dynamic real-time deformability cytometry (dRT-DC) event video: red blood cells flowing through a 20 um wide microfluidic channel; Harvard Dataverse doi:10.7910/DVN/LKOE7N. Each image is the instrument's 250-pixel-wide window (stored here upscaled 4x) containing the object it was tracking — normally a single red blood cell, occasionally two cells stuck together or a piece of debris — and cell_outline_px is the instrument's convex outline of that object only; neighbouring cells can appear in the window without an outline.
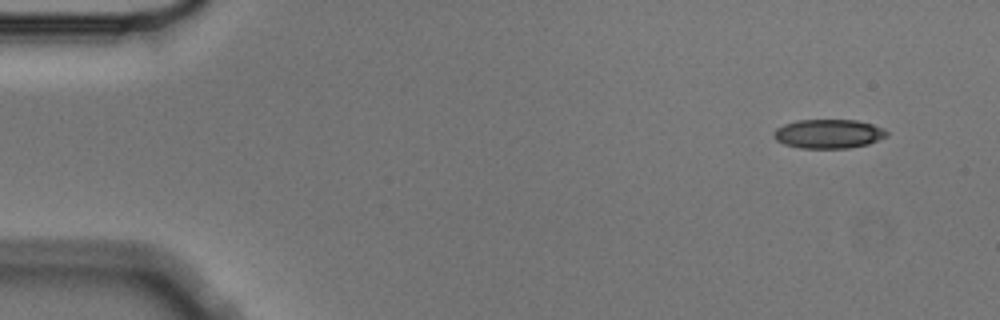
{"species": "Egyptian fruit bat (a non-hibernating species)", "species_latin": "Rousettus aegyptiacus", "temperature_condition": "cold", "stored_images_in_passage": 9, "camera_frame_rate_fps": 3000, "um_per_image_px": 0.085, "animal": {"sex": "male"}, "frame": {"image": 1, "passage_image": 1, "time_ms": 0.0, "image_size_px": [1000, 320], "cell_outline_px": [[888, 136], [868, 144], [848, 148], [800, 148], [784, 144], [776, 140], [772, 136], [772, 132], [776, 128], [784, 124], [796, 120], [856, 120], [872, 124], [884, 128], [888, 132]], "centroid_in_image_um": [70.41, 11.37], "position_along_channel_um": 14.6, "area_um2": 19.31}}
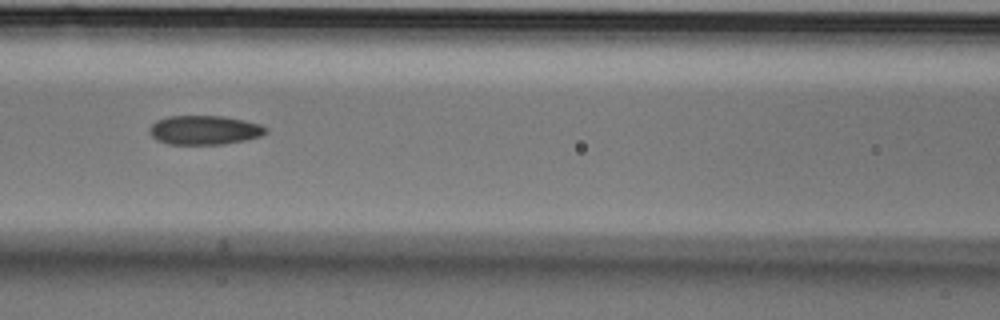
{"frame": {"image": 2, "passage_image": 6, "time_ms": 1.667, "image_size_px": [1000, 320], "cell_outline_px": [[268, 132], [260, 136], [244, 140], [224, 144], [168, 144], [156, 140], [148, 132], [148, 128], [156, 120], [168, 116], [224, 116], [244, 120], [260, 124], [268, 128]], "centroid_in_image_um": [17.36, 11.05], "position_along_channel_um": 149.2, "area_um2": 19.88}}
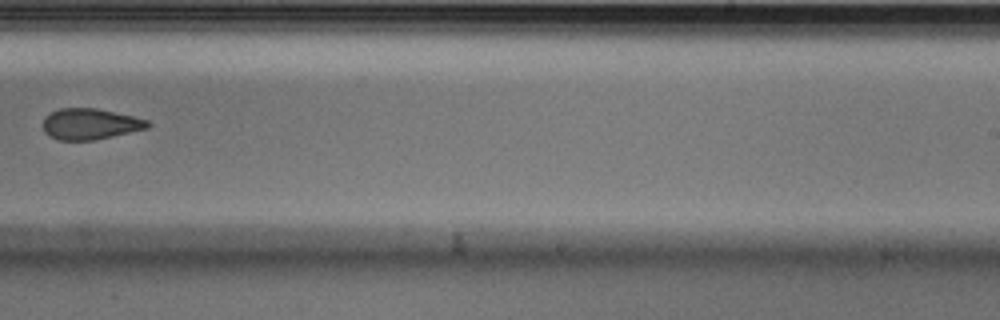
{"frame": {"image": 3, "passage_image": 9, "time_ms": 2.667, "image_size_px": [1000, 320], "cell_outline_px": [[152, 124], [148, 128], [112, 136], [92, 140], [56, 140], [48, 136], [44, 132], [44, 116], [60, 108], [96, 108], [132, 116], [148, 120]], "centroid_in_image_um": [7.64, 10.54], "position_along_channel_um": 281.4, "area_um2": 18.84}}